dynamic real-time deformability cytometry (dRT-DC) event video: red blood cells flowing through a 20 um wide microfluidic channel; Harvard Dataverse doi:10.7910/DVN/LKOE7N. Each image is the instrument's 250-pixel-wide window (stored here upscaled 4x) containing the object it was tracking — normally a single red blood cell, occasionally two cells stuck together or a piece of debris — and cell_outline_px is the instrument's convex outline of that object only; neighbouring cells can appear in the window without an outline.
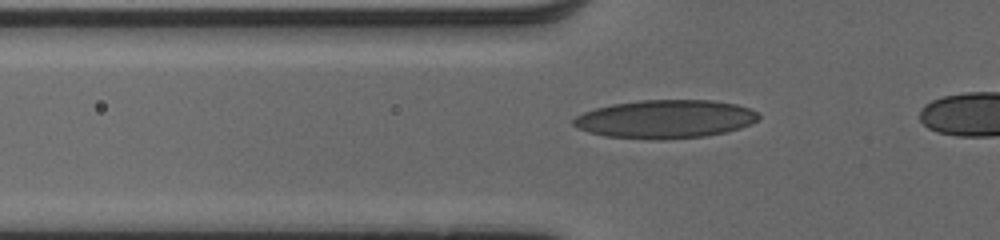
{"species": "human", "species_latin": "Homo sapiens", "temperature_condition": "cold", "stored_images_in_passage": 34, "camera_frame_rate_fps": 3000, "um_per_image_px": 0.085, "donor": {"sex": "male"}, "frame": {"image": 1, "passage_image": 7, "time_ms": 2.0, "image_size_px": [1000, 240], "cell_outline_px": [[760, 116], [752, 124], [740, 128], [724, 132], [704, 136], [664, 140], [656, 140], [604, 136], [588, 132], [576, 128], [572, 124], [572, 120], [576, 116], [584, 112], [596, 108], [612, 104], [640, 100], [712, 100], [736, 104], [748, 108], [756, 112]], "centroid_in_image_um": [56.52, 10.13], "position_along_channel_um": 69.3, "area_um2": 41.5}}
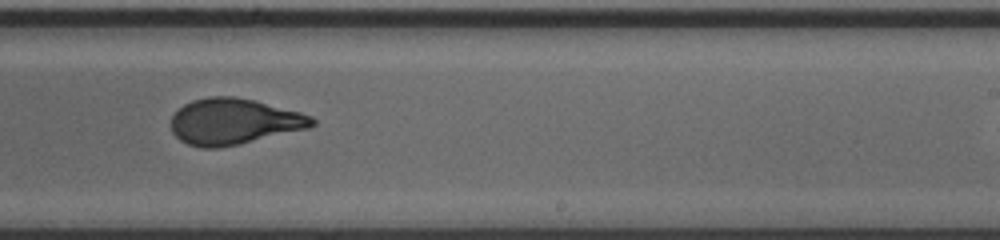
{"frame": {"image": 2, "passage_image": 22, "time_ms": 7.0, "image_size_px": [1000, 240], "cell_outline_px": [[316, 124], [308, 128], [240, 144], [220, 148], [200, 148], [188, 144], [180, 140], [172, 132], [172, 116], [184, 104], [192, 100], [208, 96], [236, 96], [256, 100], [300, 112], [312, 116], [316, 120]], "centroid_in_image_um": [19.89, 10.32], "position_along_channel_um": 269.1, "area_um2": 37.97}}
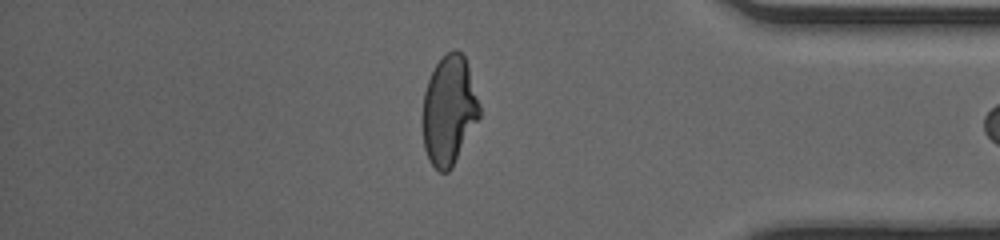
{"frame": {"image": 3, "passage_image": 33, "time_ms": 10.667, "image_size_px": [1000, 240], "cell_outline_px": [[480, 116], [452, 168], [448, 172], [440, 172], [428, 160], [424, 148], [424, 92], [428, 80], [436, 64], [448, 52], [456, 48], [464, 56], [468, 64], [480, 104]], "centroid_in_image_um": [38.19, 9.38], "position_along_channel_um": 397.0, "area_um2": 35.84}}